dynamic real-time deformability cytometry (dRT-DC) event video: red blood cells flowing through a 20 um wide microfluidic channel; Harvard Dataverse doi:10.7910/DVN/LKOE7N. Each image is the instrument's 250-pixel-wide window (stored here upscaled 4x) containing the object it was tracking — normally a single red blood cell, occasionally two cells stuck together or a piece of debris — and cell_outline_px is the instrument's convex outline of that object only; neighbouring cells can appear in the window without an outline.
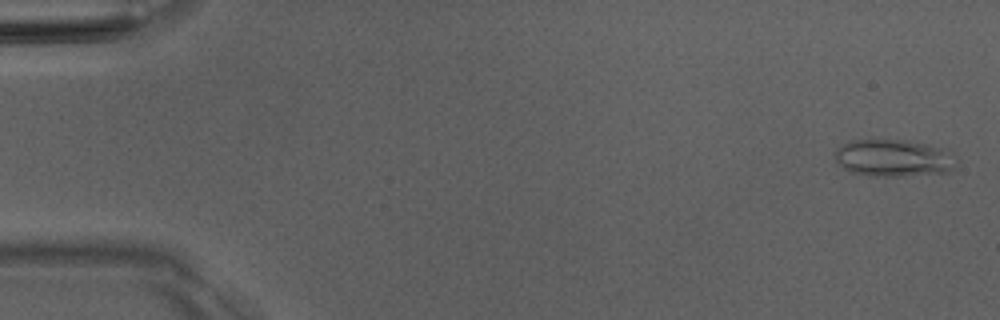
{"species": "Egyptian fruit bat (a non-hibernating species)", "species_latin": "Rousettus aegyptiacus", "temperature_condition": "room temperature", "stored_images_in_passage": 52, "segment_of_instrument_passage": [1, 2], "camera_frame_rate_fps": 3000, "um_per_image_px": 0.085, "animal": {"sex": "male"}, "frame": {"image": 1, "passage_image": 2, "time_ms": 0.333, "image_size_px": [1000, 320], "cell_outline_px": [[960, 160], [948, 172], [904, 176], [868, 176], [848, 172], [836, 160], [836, 148], [852, 140], [904, 140], [928, 144], [944, 148]], "centroid_in_image_um": [75.98, 13.44], "position_along_channel_um": 9.0, "area_um2": 26.47}}
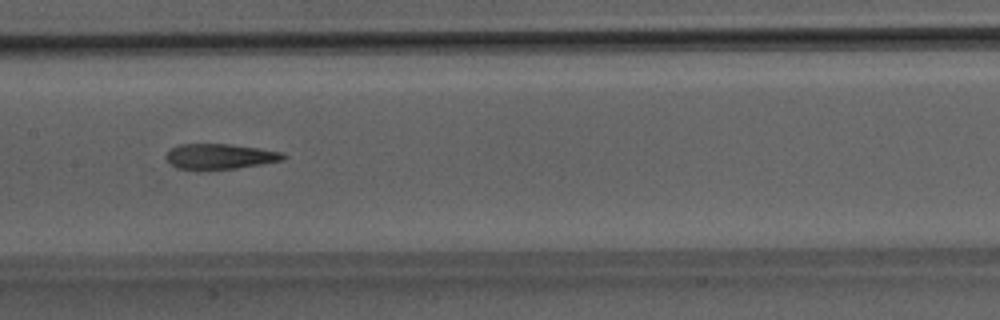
{"frame": {"image": 2, "passage_image": 26, "time_ms": 8.333, "image_size_px": [1000, 320], "cell_outline_px": [[288, 156], [284, 160], [236, 168], [200, 172], [176, 168], [164, 156], [172, 148], [180, 144], [228, 144], [260, 148], [284, 152]], "centroid_in_image_um": [18.69, 13.32], "position_along_channel_um": 188.7, "area_um2": 17.8}}
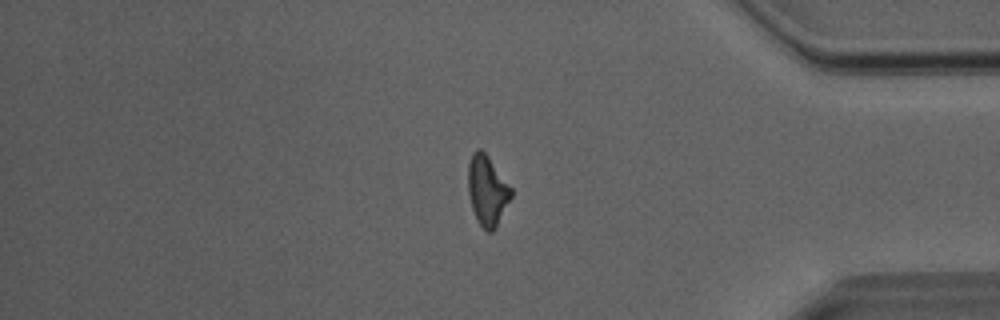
{"frame": {"image": 3, "passage_image": 43, "time_ms": 14.0, "image_size_px": [1000, 320], "cell_outline_px": [[512, 196], [496, 228], [492, 232], [488, 232], [476, 220], [472, 208], [468, 192], [468, 164], [472, 152], [476, 148], [480, 148], [488, 156], [512, 188]], "centroid_in_image_um": [41.41, 16.19], "position_along_channel_um": 393.8, "area_um2": 17.63}}